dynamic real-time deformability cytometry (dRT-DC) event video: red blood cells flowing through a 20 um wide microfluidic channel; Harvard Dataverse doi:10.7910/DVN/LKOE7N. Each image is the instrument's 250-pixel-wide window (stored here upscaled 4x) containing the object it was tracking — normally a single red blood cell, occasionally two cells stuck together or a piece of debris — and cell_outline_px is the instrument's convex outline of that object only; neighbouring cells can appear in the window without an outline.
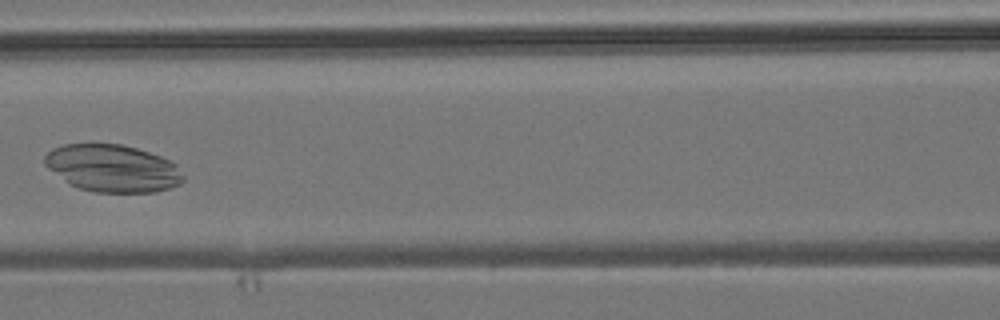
{"species": "common noctule bat (a hibernating species)", "species_latin": "Nyctalus noctula", "temperature_condition": "room temperature", "stored_images_in_passage": 6, "camera_frame_rate_fps": 3000, "um_per_image_px": 0.085, "animal": {"sex": "male", "body_mass_g": 19.2, "forearm_length_mm": 51.8}, "frame": {"image": 1, "passage_image": 6, "time_ms": 5.667, "image_size_px": [1000, 320], "cell_outline_px": [[184, 180], [180, 184], [156, 192], [92, 192], [80, 188], [72, 184], [48, 168], [44, 164], [44, 156], [52, 148], [64, 144], [120, 144], [136, 148], [172, 160], [176, 164], [184, 176]], "centroid_in_image_um": [9.6, 14.3], "position_along_channel_um": 157.0, "area_um2": 38.03}}